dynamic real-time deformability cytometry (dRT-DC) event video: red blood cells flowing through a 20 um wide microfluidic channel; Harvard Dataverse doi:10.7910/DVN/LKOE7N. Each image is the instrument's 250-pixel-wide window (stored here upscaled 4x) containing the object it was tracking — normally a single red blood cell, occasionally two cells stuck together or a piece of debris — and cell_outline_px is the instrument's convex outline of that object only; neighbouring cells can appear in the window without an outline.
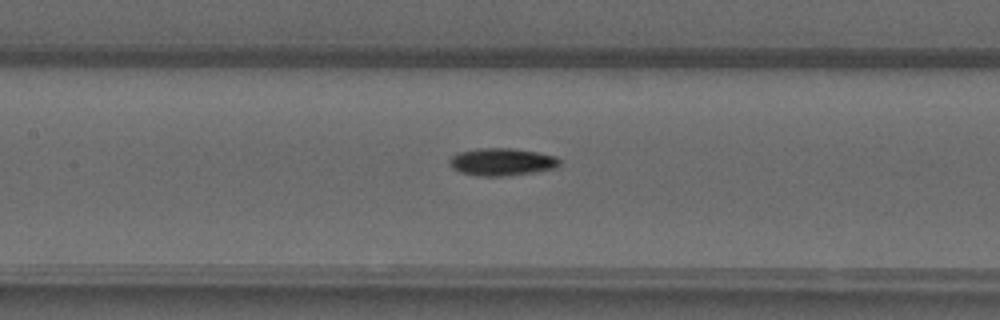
{"species": "common noctule bat (a hibernating species)", "species_latin": "Nyctalus noctula", "temperature_condition": "warm", "stored_images_in_passage": 30, "camera_frame_rate_fps": 3000, "um_per_image_px": 0.085, "animal": {"sex": "male", "forearm_length_mm": 52.5}, "frame": {"image": 1, "passage_image": 8, "time_ms": 2.333, "image_size_px": [1000, 320], "cell_outline_px": [[560, 164], [556, 168], [532, 172], [504, 176], [476, 176], [460, 172], [452, 168], [448, 164], [448, 160], [452, 156], [460, 152], [476, 148], [512, 148], [536, 152], [556, 156], [560, 160]], "centroid_in_image_um": [42.62, 13.76], "position_along_channel_um": 164.8, "area_um2": 17.69}}
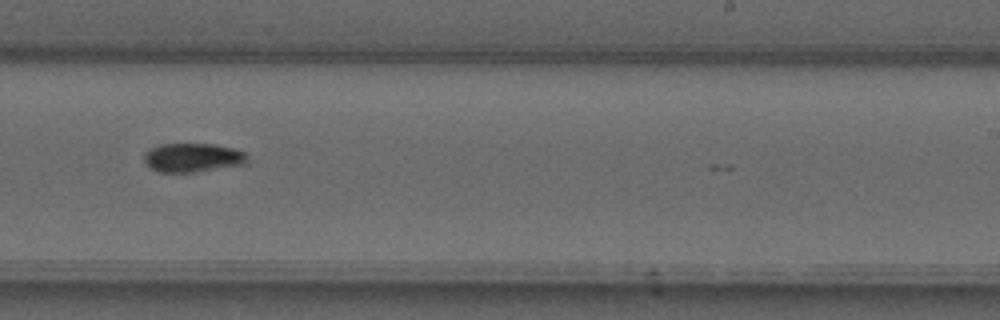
{"frame": {"image": 2, "passage_image": 16, "time_ms": 5.0, "image_size_px": [1000, 320], "cell_outline_px": [[248, 164], [196, 172], [160, 172], [152, 168], [144, 160], [144, 152], [160, 144], [212, 144], [232, 148], [244, 152], [248, 156]], "centroid_in_image_um": [16.42, 13.4], "position_along_channel_um": 272.6, "area_um2": 17.4}}
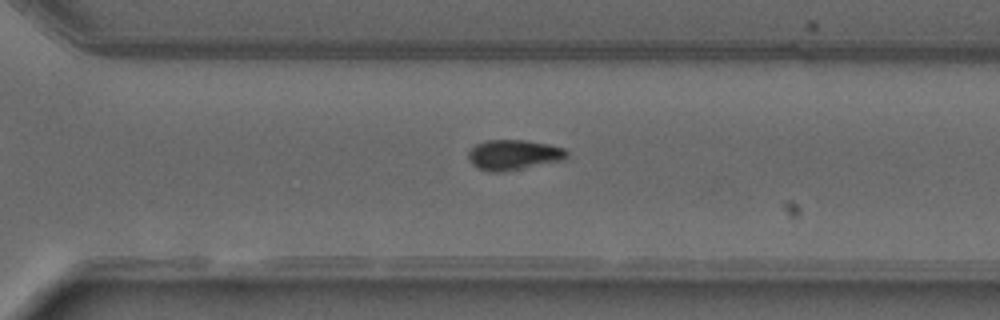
{"frame": {"image": 3, "passage_image": 20, "time_ms": 6.333, "image_size_px": [1000, 320], "cell_outline_px": [[568, 160], [504, 172], [488, 172], [476, 168], [468, 160], [468, 152], [476, 144], [484, 140], [524, 140], [548, 144], [564, 148], [568, 152]], "centroid_in_image_um": [43.68, 13.18], "position_along_channel_um": 326.9, "area_um2": 17.8}, "authors_computed_cell_mechanics": {"area_um2": 17.3978, "velocity_mm_per_s": 4.0728, "shape_relaxation_time_tau1_ms": 4.4231, "shape_relaxation_time_tau2_ms": null, "deformation_change_tau1": 0.1926, "deformation_change_tau2": null}}